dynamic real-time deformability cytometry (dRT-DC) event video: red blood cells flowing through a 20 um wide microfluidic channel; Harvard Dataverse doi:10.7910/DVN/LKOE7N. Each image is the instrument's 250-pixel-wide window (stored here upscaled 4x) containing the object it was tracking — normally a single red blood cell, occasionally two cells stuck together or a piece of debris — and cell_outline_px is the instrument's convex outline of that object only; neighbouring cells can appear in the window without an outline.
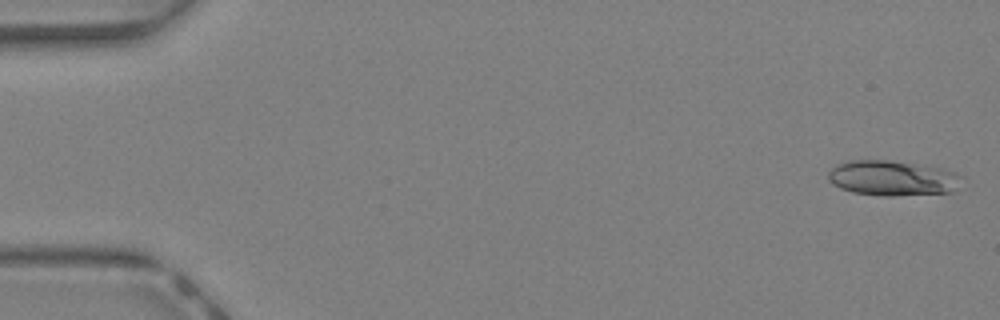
{"species": "Egyptian fruit bat (a non-hibernating species)", "species_latin": "Rousettus aegyptiacus", "temperature_condition": "warm", "stored_images_in_passage": 43, "camera_frame_rate_fps": 3000, "um_per_image_px": 0.085, "animal": {"sex": "female"}, "frame": {"image": 1, "passage_image": 1, "time_ms": 0.0, "image_size_px": [1000, 320], "cell_outline_px": [[964, 176], [952, 192], [892, 196], [880, 196], [852, 192], [840, 188], [832, 184], [828, 180], [828, 172], [836, 164], [848, 160], [888, 160], [936, 168], [952, 172]], "centroid_in_image_um": [75.78, 15.15], "position_along_channel_um": 9.2, "area_um2": 27.17}}
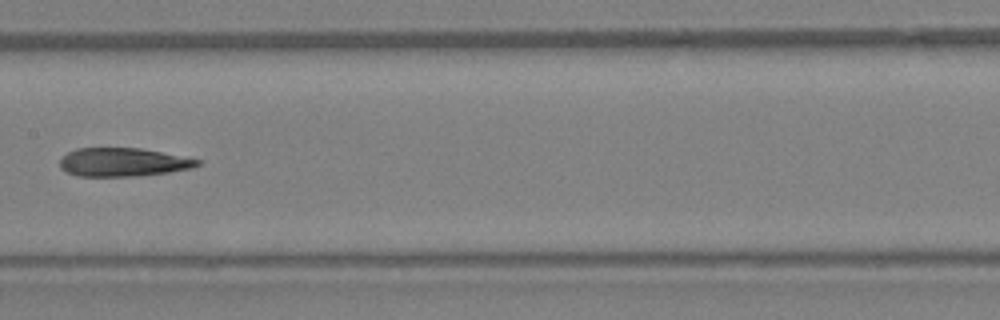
{"frame": {"image": 2, "passage_image": 22, "time_ms": 7.0, "image_size_px": [1000, 320], "cell_outline_px": [[200, 164], [192, 168], [168, 172], [140, 176], [76, 176], [60, 168], [60, 160], [68, 152], [76, 148], [140, 148], [200, 160]], "centroid_in_image_um": [10.43, 13.79], "position_along_channel_um": 197.0, "area_um2": 22.66}}
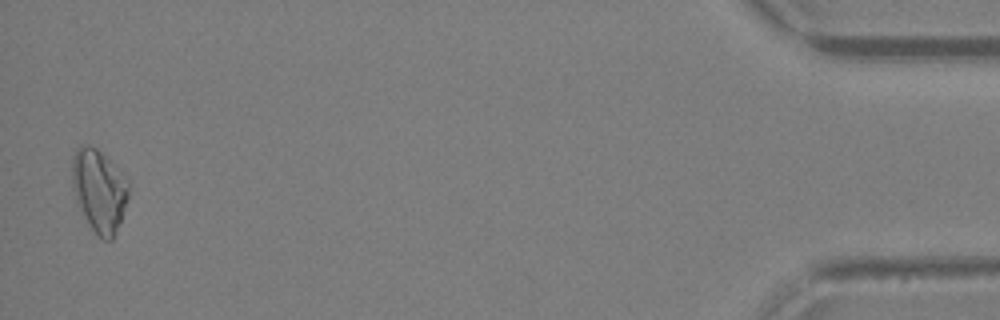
{"frame": {"image": 3, "passage_image": 42, "time_ms": 13.667, "image_size_px": [1000, 320], "cell_outline_px": [[128, 200], [112, 240], [104, 240], [92, 228], [76, 204], [72, 188], [72, 156], [76, 148], [80, 144], [88, 144], [96, 148], [128, 180]], "centroid_in_image_um": [8.39, 16.17], "position_along_channel_um": 426.8, "area_um2": 26.93}, "authors_computed_cell_mechanics": {"area_um2": 23.987, "velocity_mm_per_s": 4.7912, "shape_relaxation_time_tau1_ms": null, "shape_relaxation_time_tau2_ms": 3.0679, "deformation_change_tau1": null, "deformation_change_tau2": 0.1365}}